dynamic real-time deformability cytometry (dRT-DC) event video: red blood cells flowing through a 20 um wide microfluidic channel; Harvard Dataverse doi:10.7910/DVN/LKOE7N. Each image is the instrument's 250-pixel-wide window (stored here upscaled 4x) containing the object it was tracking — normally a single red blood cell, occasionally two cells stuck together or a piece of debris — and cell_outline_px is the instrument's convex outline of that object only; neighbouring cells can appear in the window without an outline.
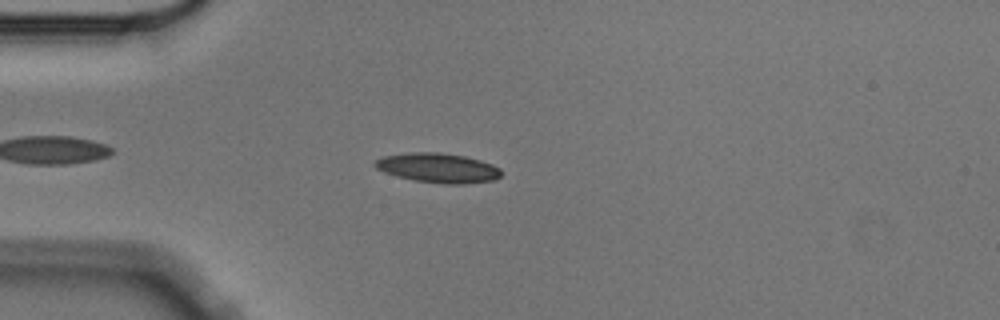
{"species": "Egyptian fruit bat (a non-hibernating species)", "species_latin": "Rousettus aegyptiacus", "temperature_condition": "cold", "stored_images_in_passage": 4, "camera_frame_rate_fps": 3000, "um_per_image_px": 0.085, "animal": {"sex": "male"}, "frame": {"image": 1, "passage_image": 4, "time_ms": 1.0, "image_size_px": [1000, 320], "cell_outline_px": [[500, 176], [496, 180], [464, 184], [444, 184], [412, 180], [396, 176], [384, 172], [376, 168], [372, 164], [376, 160], [384, 156], [412, 152], [440, 152], [464, 156], [480, 160], [492, 164], [500, 168]], "centroid_in_image_um": [37.23, 14.28], "position_along_channel_um": 47.8, "area_um2": 21.85}}